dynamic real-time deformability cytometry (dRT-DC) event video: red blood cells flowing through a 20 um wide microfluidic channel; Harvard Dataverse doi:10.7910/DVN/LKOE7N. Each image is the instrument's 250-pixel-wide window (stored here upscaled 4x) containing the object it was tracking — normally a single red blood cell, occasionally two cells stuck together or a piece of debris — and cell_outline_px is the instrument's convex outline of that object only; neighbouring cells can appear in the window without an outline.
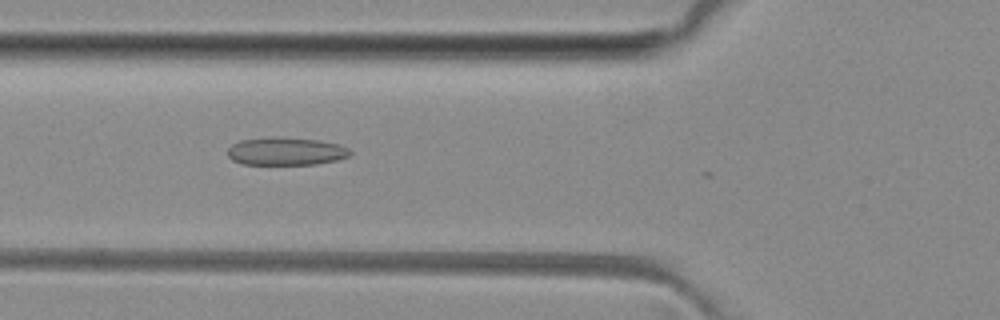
{"species": "common noctule bat (a hibernating species)", "species_latin": "Nyctalus noctula", "temperature_condition": "room temperature", "stored_images_in_passage": 12, "camera_frame_rate_fps": 3000, "um_per_image_px": 0.085, "animal": {"sex": "female", "body_mass_g": 29.2, "forearm_length_mm": 56.3}, "frame": {"image": 1, "passage_image": 4, "time_ms": 1.0, "image_size_px": [1000, 320], "cell_outline_px": [[352, 156], [336, 160], [316, 164], [244, 164], [232, 160], [228, 156], [228, 148], [232, 144], [240, 140], [272, 136], [316, 140], [336, 144], [348, 148], [352, 152]], "centroid_in_image_um": [24.29, 12.86], "position_along_channel_um": 101.5, "area_um2": 19.88}}
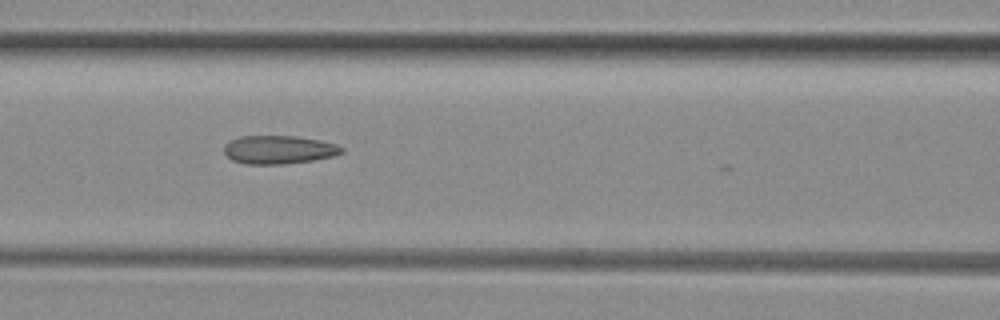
{"frame": {"image": 2, "passage_image": 7, "time_ms": 2.0, "image_size_px": [1000, 320], "cell_outline_px": [[344, 152], [336, 156], [312, 160], [284, 164], [244, 164], [232, 160], [224, 152], [224, 144], [240, 136], [296, 136], [336, 144], [344, 148]], "centroid_in_image_um": [23.7, 12.73], "position_along_channel_um": 142.9, "area_um2": 19.42}}
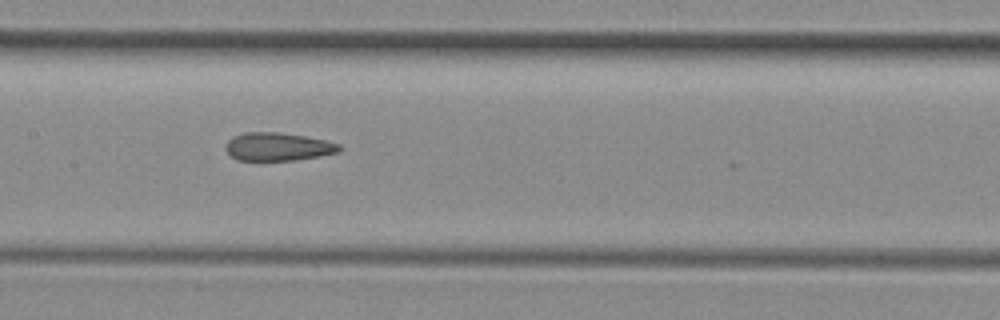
{"frame": {"image": 3, "passage_image": 10, "time_ms": 3.0, "image_size_px": [1000, 320], "cell_outline_px": [[340, 152], [292, 160], [236, 160], [228, 152], [228, 140], [244, 132], [276, 132], [304, 136], [324, 140], [340, 144]], "centroid_in_image_um": [23.64, 12.47], "position_along_channel_um": 183.8, "area_um2": 18.15}}